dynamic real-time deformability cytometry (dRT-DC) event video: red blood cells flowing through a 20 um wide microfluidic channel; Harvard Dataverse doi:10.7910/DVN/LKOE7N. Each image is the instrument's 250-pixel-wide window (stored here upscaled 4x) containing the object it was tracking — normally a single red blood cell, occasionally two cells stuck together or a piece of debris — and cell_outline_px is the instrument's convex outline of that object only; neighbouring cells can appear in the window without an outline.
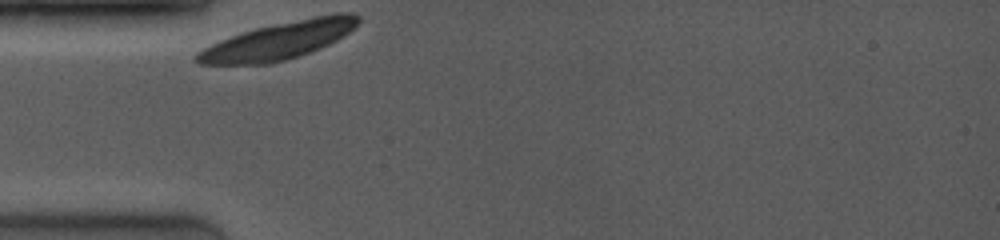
{"species": "common noctule bat (a hibernating species)", "species_latin": "Nyctalus noctula", "temperature_condition": "room temperature", "stored_images_in_passage": 1, "camera_frame_rate_fps": 4000, "um_per_image_px": 0.085, "animal": {"sex": "female", "body_mass_g": 19.0, "forearm_length_mm": 53.3}, "frame": {"image": 1, "passage_image": 1, "time_ms": 0.0, "image_size_px": [1000, 240], "cell_outline_px": [[360, 20], [344, 36], [320, 48], [284, 60], [268, 64], [200, 64], [192, 60], [192, 56], [196, 52], [220, 40], [256, 28], [312, 16], [336, 12], [348, 12], [360, 16]], "centroid_in_image_um": [23.67, 3.44], "position_along_channel_um": 61.3, "area_um2": 34.8}}